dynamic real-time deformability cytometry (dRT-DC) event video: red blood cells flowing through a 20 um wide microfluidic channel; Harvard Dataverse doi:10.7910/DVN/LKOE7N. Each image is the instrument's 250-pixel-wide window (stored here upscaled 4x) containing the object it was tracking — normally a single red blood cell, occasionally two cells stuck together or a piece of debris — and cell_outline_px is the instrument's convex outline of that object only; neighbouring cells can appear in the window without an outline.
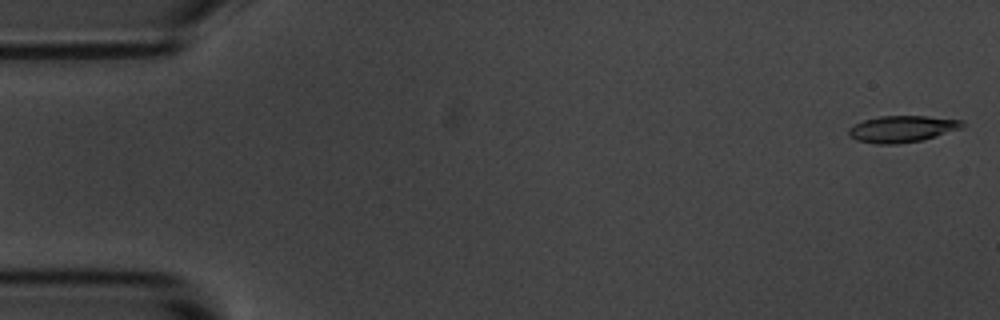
{"species": "common noctule bat (a hibernating species)", "species_latin": "Nyctalus noctula", "temperature_condition": "room temperature", "stored_images_in_passage": 54, "camera_frame_rate_fps": 3000, "um_per_image_px": 0.085, "animal": {"sex": "male", "body_mass_g": 20.1, "forearm_length_mm": 53.5}, "frame": {"image": 1, "passage_image": 1, "time_ms": 0.0, "image_size_px": [1000, 320], "cell_outline_px": [[964, 128], [924, 140], [896, 144], [876, 144], [856, 140], [848, 136], [848, 128], [864, 120], [880, 116], [928, 116], [964, 120]], "centroid_in_image_um": [76.72, 10.96], "position_along_channel_um": 8.3, "area_um2": 17.86}}
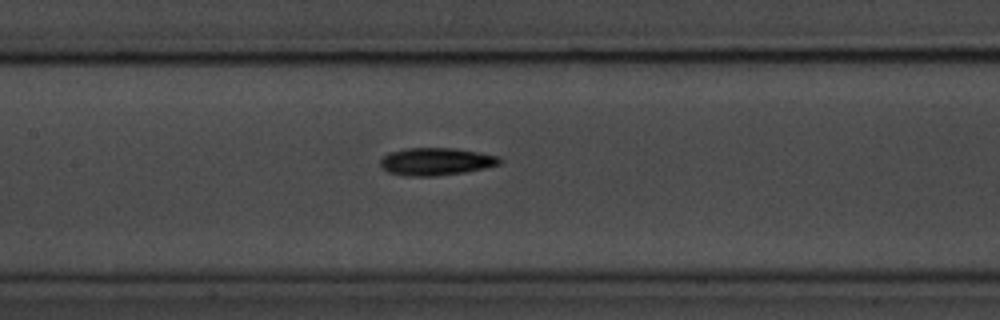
{"frame": {"image": 2, "passage_image": 25, "time_ms": 8.0, "image_size_px": [1000, 320], "cell_outline_px": [[504, 160], [500, 164], [484, 168], [464, 172], [436, 176], [408, 176], [388, 172], [380, 164], [380, 160], [388, 152], [408, 148], [452, 148], [480, 152], [500, 156]], "centroid_in_image_um": [37.1, 13.72], "position_along_channel_um": 170.3, "area_um2": 19.19}}
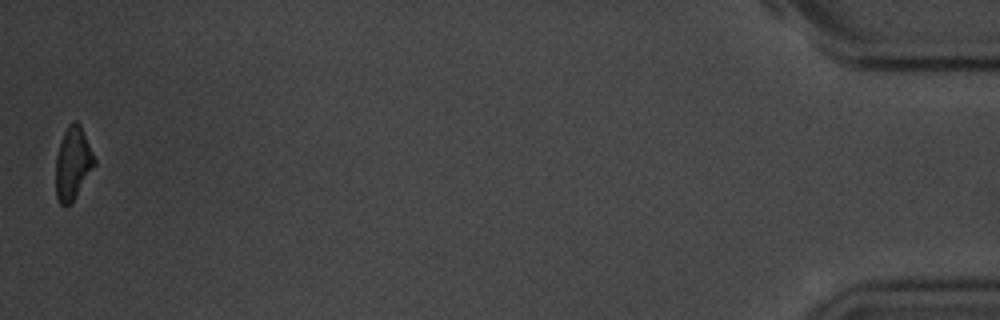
{"frame": {"image": 3, "passage_image": 54, "time_ms": 17.667, "image_size_px": [1000, 320], "cell_outline_px": [[96, 164], [76, 196], [68, 204], [60, 204], [56, 196], [56, 156], [64, 132], [68, 124], [72, 120], [76, 120], [80, 124], [96, 160]], "centroid_in_image_um": [6.2, 13.85], "position_along_channel_um": 429.0, "area_um2": 16.18}, "authors_computed_cell_mechanics": {"area_um2": 18.0336, "velocity_mm_per_s": 3.6571, "shape_relaxation_time_tau1_ms": 2.866, "shape_relaxation_time_tau2_ms": 8.32, "deformation_change_tau1": 0.1627, "deformation_change_tau2": 0.1924}}